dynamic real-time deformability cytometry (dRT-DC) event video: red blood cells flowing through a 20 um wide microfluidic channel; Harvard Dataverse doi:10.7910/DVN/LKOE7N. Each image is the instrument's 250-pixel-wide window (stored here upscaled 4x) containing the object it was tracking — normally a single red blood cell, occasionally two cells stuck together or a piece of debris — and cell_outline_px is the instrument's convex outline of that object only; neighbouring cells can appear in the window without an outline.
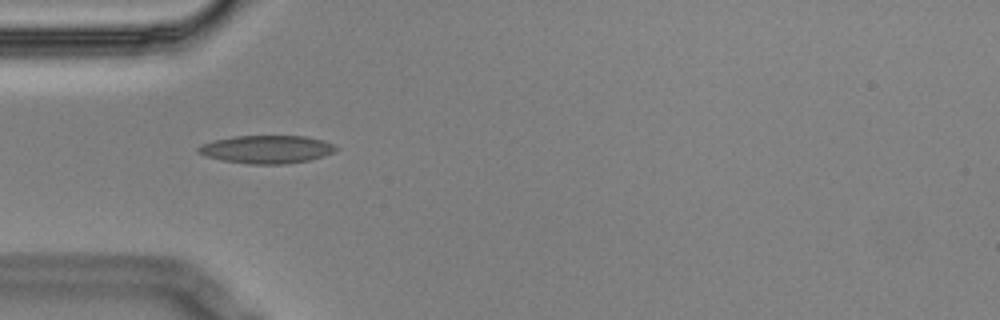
{"species": "Egyptian fruit bat (a non-hibernating species)", "species_latin": "Rousettus aegyptiacus", "temperature_condition": "cold", "stored_images_in_passage": 2, "camera_frame_rate_fps": 3000, "um_per_image_px": 0.085, "animal": {"sex": "male"}, "frame": {"image": 1, "passage_image": 1, "time_ms": 0.0, "image_size_px": [1000, 320], "cell_outline_px": [[340, 148], [324, 156], [312, 160], [288, 164], [248, 164], [220, 160], [204, 156], [196, 152], [196, 148], [200, 144], [232, 136], [304, 136], [324, 140]], "centroid_in_image_um": [22.65, 12.7], "position_along_channel_um": 62.4, "area_um2": 22.77}}